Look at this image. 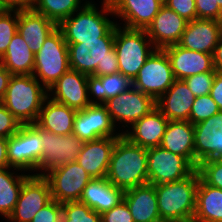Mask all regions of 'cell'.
<instances>
[{
    "label": "cell",
    "instance_id": "1",
    "mask_svg": "<svg viewBox=\"0 0 222 222\" xmlns=\"http://www.w3.org/2000/svg\"><path fill=\"white\" fill-rule=\"evenodd\" d=\"M106 179L123 191L147 184V148L130 142L121 134L113 148Z\"/></svg>",
    "mask_w": 222,
    "mask_h": 222
},
{
    "label": "cell",
    "instance_id": "2",
    "mask_svg": "<svg viewBox=\"0 0 222 222\" xmlns=\"http://www.w3.org/2000/svg\"><path fill=\"white\" fill-rule=\"evenodd\" d=\"M114 40L115 26L98 40L67 43L70 69L98 77L118 73Z\"/></svg>",
    "mask_w": 222,
    "mask_h": 222
},
{
    "label": "cell",
    "instance_id": "3",
    "mask_svg": "<svg viewBox=\"0 0 222 222\" xmlns=\"http://www.w3.org/2000/svg\"><path fill=\"white\" fill-rule=\"evenodd\" d=\"M92 1L89 0L81 9L57 25L66 43L98 40V38L104 37L116 25L110 1L100 0L102 1L100 3L101 8ZM109 15L112 18H108Z\"/></svg>",
    "mask_w": 222,
    "mask_h": 222
},
{
    "label": "cell",
    "instance_id": "4",
    "mask_svg": "<svg viewBox=\"0 0 222 222\" xmlns=\"http://www.w3.org/2000/svg\"><path fill=\"white\" fill-rule=\"evenodd\" d=\"M199 179L200 174L196 169L185 179L155 185L161 219L172 222L193 221Z\"/></svg>",
    "mask_w": 222,
    "mask_h": 222
},
{
    "label": "cell",
    "instance_id": "5",
    "mask_svg": "<svg viewBox=\"0 0 222 222\" xmlns=\"http://www.w3.org/2000/svg\"><path fill=\"white\" fill-rule=\"evenodd\" d=\"M48 90L33 75H12L1 103L21 123H36Z\"/></svg>",
    "mask_w": 222,
    "mask_h": 222
},
{
    "label": "cell",
    "instance_id": "6",
    "mask_svg": "<svg viewBox=\"0 0 222 222\" xmlns=\"http://www.w3.org/2000/svg\"><path fill=\"white\" fill-rule=\"evenodd\" d=\"M114 48L119 72L131 81L156 49L145 29H129L118 24L115 25Z\"/></svg>",
    "mask_w": 222,
    "mask_h": 222
},
{
    "label": "cell",
    "instance_id": "7",
    "mask_svg": "<svg viewBox=\"0 0 222 222\" xmlns=\"http://www.w3.org/2000/svg\"><path fill=\"white\" fill-rule=\"evenodd\" d=\"M69 69L68 45L57 27L35 54L33 76L48 90Z\"/></svg>",
    "mask_w": 222,
    "mask_h": 222
},
{
    "label": "cell",
    "instance_id": "8",
    "mask_svg": "<svg viewBox=\"0 0 222 222\" xmlns=\"http://www.w3.org/2000/svg\"><path fill=\"white\" fill-rule=\"evenodd\" d=\"M30 125L40 134L43 142L42 157L35 174L44 175L54 168L76 161L84 144L79 137L73 133L57 135L42 129L36 123Z\"/></svg>",
    "mask_w": 222,
    "mask_h": 222
},
{
    "label": "cell",
    "instance_id": "9",
    "mask_svg": "<svg viewBox=\"0 0 222 222\" xmlns=\"http://www.w3.org/2000/svg\"><path fill=\"white\" fill-rule=\"evenodd\" d=\"M104 105L115 127L119 128V131L123 133L133 123L156 108V101L149 95L131 86L118 96L109 98Z\"/></svg>",
    "mask_w": 222,
    "mask_h": 222
},
{
    "label": "cell",
    "instance_id": "10",
    "mask_svg": "<svg viewBox=\"0 0 222 222\" xmlns=\"http://www.w3.org/2000/svg\"><path fill=\"white\" fill-rule=\"evenodd\" d=\"M42 149L43 142L40 134L30 124L21 125L19 130L8 138L9 166L35 174L42 157Z\"/></svg>",
    "mask_w": 222,
    "mask_h": 222
},
{
    "label": "cell",
    "instance_id": "11",
    "mask_svg": "<svg viewBox=\"0 0 222 222\" xmlns=\"http://www.w3.org/2000/svg\"><path fill=\"white\" fill-rule=\"evenodd\" d=\"M171 64L163 49H155L132 81L133 86L155 101L173 84Z\"/></svg>",
    "mask_w": 222,
    "mask_h": 222
},
{
    "label": "cell",
    "instance_id": "12",
    "mask_svg": "<svg viewBox=\"0 0 222 222\" xmlns=\"http://www.w3.org/2000/svg\"><path fill=\"white\" fill-rule=\"evenodd\" d=\"M147 160L148 183L152 185L185 179L196 170L185 157L161 146L147 148Z\"/></svg>",
    "mask_w": 222,
    "mask_h": 222
},
{
    "label": "cell",
    "instance_id": "13",
    "mask_svg": "<svg viewBox=\"0 0 222 222\" xmlns=\"http://www.w3.org/2000/svg\"><path fill=\"white\" fill-rule=\"evenodd\" d=\"M49 183L51 198L59 203L79 201L90 175L76 161L54 168L43 175Z\"/></svg>",
    "mask_w": 222,
    "mask_h": 222
},
{
    "label": "cell",
    "instance_id": "14",
    "mask_svg": "<svg viewBox=\"0 0 222 222\" xmlns=\"http://www.w3.org/2000/svg\"><path fill=\"white\" fill-rule=\"evenodd\" d=\"M51 200L48 180L43 175L30 174L22 185L12 213L5 220L8 222H31L36 213Z\"/></svg>",
    "mask_w": 222,
    "mask_h": 222
},
{
    "label": "cell",
    "instance_id": "15",
    "mask_svg": "<svg viewBox=\"0 0 222 222\" xmlns=\"http://www.w3.org/2000/svg\"><path fill=\"white\" fill-rule=\"evenodd\" d=\"M118 130L104 104H90L76 112L73 134L84 142L101 137H119L122 133Z\"/></svg>",
    "mask_w": 222,
    "mask_h": 222
},
{
    "label": "cell",
    "instance_id": "16",
    "mask_svg": "<svg viewBox=\"0 0 222 222\" xmlns=\"http://www.w3.org/2000/svg\"><path fill=\"white\" fill-rule=\"evenodd\" d=\"M88 75L69 69L49 89L48 97L75 110L90 105L88 98Z\"/></svg>",
    "mask_w": 222,
    "mask_h": 222
},
{
    "label": "cell",
    "instance_id": "17",
    "mask_svg": "<svg viewBox=\"0 0 222 222\" xmlns=\"http://www.w3.org/2000/svg\"><path fill=\"white\" fill-rule=\"evenodd\" d=\"M195 168L222 154V111L194 125Z\"/></svg>",
    "mask_w": 222,
    "mask_h": 222
},
{
    "label": "cell",
    "instance_id": "18",
    "mask_svg": "<svg viewBox=\"0 0 222 222\" xmlns=\"http://www.w3.org/2000/svg\"><path fill=\"white\" fill-rule=\"evenodd\" d=\"M116 24L129 29H146L163 4L157 0H109ZM124 22V23H123Z\"/></svg>",
    "mask_w": 222,
    "mask_h": 222
},
{
    "label": "cell",
    "instance_id": "19",
    "mask_svg": "<svg viewBox=\"0 0 222 222\" xmlns=\"http://www.w3.org/2000/svg\"><path fill=\"white\" fill-rule=\"evenodd\" d=\"M187 23V20L163 5L145 31L154 47L163 49L179 43Z\"/></svg>",
    "mask_w": 222,
    "mask_h": 222
},
{
    "label": "cell",
    "instance_id": "20",
    "mask_svg": "<svg viewBox=\"0 0 222 222\" xmlns=\"http://www.w3.org/2000/svg\"><path fill=\"white\" fill-rule=\"evenodd\" d=\"M221 36L219 21L196 18L187 23L178 45L188 50L213 54Z\"/></svg>",
    "mask_w": 222,
    "mask_h": 222
},
{
    "label": "cell",
    "instance_id": "21",
    "mask_svg": "<svg viewBox=\"0 0 222 222\" xmlns=\"http://www.w3.org/2000/svg\"><path fill=\"white\" fill-rule=\"evenodd\" d=\"M169 58L175 79L210 72L214 69L212 54L185 49L178 44L163 48Z\"/></svg>",
    "mask_w": 222,
    "mask_h": 222
},
{
    "label": "cell",
    "instance_id": "22",
    "mask_svg": "<svg viewBox=\"0 0 222 222\" xmlns=\"http://www.w3.org/2000/svg\"><path fill=\"white\" fill-rule=\"evenodd\" d=\"M118 137H101L83 144L76 162L94 178H106L113 148Z\"/></svg>",
    "mask_w": 222,
    "mask_h": 222
},
{
    "label": "cell",
    "instance_id": "23",
    "mask_svg": "<svg viewBox=\"0 0 222 222\" xmlns=\"http://www.w3.org/2000/svg\"><path fill=\"white\" fill-rule=\"evenodd\" d=\"M195 96L184 80L175 79L156 100V108L169 120L189 121Z\"/></svg>",
    "mask_w": 222,
    "mask_h": 222
},
{
    "label": "cell",
    "instance_id": "24",
    "mask_svg": "<svg viewBox=\"0 0 222 222\" xmlns=\"http://www.w3.org/2000/svg\"><path fill=\"white\" fill-rule=\"evenodd\" d=\"M168 121L157 108H154L149 114L133 123L122 135L141 147H157L160 146Z\"/></svg>",
    "mask_w": 222,
    "mask_h": 222
},
{
    "label": "cell",
    "instance_id": "25",
    "mask_svg": "<svg viewBox=\"0 0 222 222\" xmlns=\"http://www.w3.org/2000/svg\"><path fill=\"white\" fill-rule=\"evenodd\" d=\"M126 202L134 222H155L160 220L155 185L144 184L124 191Z\"/></svg>",
    "mask_w": 222,
    "mask_h": 222
},
{
    "label": "cell",
    "instance_id": "26",
    "mask_svg": "<svg viewBox=\"0 0 222 222\" xmlns=\"http://www.w3.org/2000/svg\"><path fill=\"white\" fill-rule=\"evenodd\" d=\"M160 146L185 157L195 167L194 125L190 121H168Z\"/></svg>",
    "mask_w": 222,
    "mask_h": 222
},
{
    "label": "cell",
    "instance_id": "27",
    "mask_svg": "<svg viewBox=\"0 0 222 222\" xmlns=\"http://www.w3.org/2000/svg\"><path fill=\"white\" fill-rule=\"evenodd\" d=\"M57 28V24L34 10L18 11V28L22 38L36 54L47 36Z\"/></svg>",
    "mask_w": 222,
    "mask_h": 222
},
{
    "label": "cell",
    "instance_id": "28",
    "mask_svg": "<svg viewBox=\"0 0 222 222\" xmlns=\"http://www.w3.org/2000/svg\"><path fill=\"white\" fill-rule=\"evenodd\" d=\"M124 191L106 178H94L84 188L80 202L102 214L123 200Z\"/></svg>",
    "mask_w": 222,
    "mask_h": 222
},
{
    "label": "cell",
    "instance_id": "29",
    "mask_svg": "<svg viewBox=\"0 0 222 222\" xmlns=\"http://www.w3.org/2000/svg\"><path fill=\"white\" fill-rule=\"evenodd\" d=\"M76 112L77 110L47 97L39 112L36 124L51 133L69 135L73 133Z\"/></svg>",
    "mask_w": 222,
    "mask_h": 222
},
{
    "label": "cell",
    "instance_id": "30",
    "mask_svg": "<svg viewBox=\"0 0 222 222\" xmlns=\"http://www.w3.org/2000/svg\"><path fill=\"white\" fill-rule=\"evenodd\" d=\"M87 85L90 104H104L133 86L132 81L120 72L100 77L88 75Z\"/></svg>",
    "mask_w": 222,
    "mask_h": 222
},
{
    "label": "cell",
    "instance_id": "31",
    "mask_svg": "<svg viewBox=\"0 0 222 222\" xmlns=\"http://www.w3.org/2000/svg\"><path fill=\"white\" fill-rule=\"evenodd\" d=\"M192 222H222V189L207 185L201 178Z\"/></svg>",
    "mask_w": 222,
    "mask_h": 222
},
{
    "label": "cell",
    "instance_id": "32",
    "mask_svg": "<svg viewBox=\"0 0 222 222\" xmlns=\"http://www.w3.org/2000/svg\"><path fill=\"white\" fill-rule=\"evenodd\" d=\"M35 54L17 31L9 43L0 63L12 75H33Z\"/></svg>",
    "mask_w": 222,
    "mask_h": 222
},
{
    "label": "cell",
    "instance_id": "33",
    "mask_svg": "<svg viewBox=\"0 0 222 222\" xmlns=\"http://www.w3.org/2000/svg\"><path fill=\"white\" fill-rule=\"evenodd\" d=\"M29 175L12 167L0 169V216L3 218L7 219L12 213L22 185Z\"/></svg>",
    "mask_w": 222,
    "mask_h": 222
},
{
    "label": "cell",
    "instance_id": "34",
    "mask_svg": "<svg viewBox=\"0 0 222 222\" xmlns=\"http://www.w3.org/2000/svg\"><path fill=\"white\" fill-rule=\"evenodd\" d=\"M88 1L89 0H36L33 10L58 25L62 20L81 9Z\"/></svg>",
    "mask_w": 222,
    "mask_h": 222
},
{
    "label": "cell",
    "instance_id": "35",
    "mask_svg": "<svg viewBox=\"0 0 222 222\" xmlns=\"http://www.w3.org/2000/svg\"><path fill=\"white\" fill-rule=\"evenodd\" d=\"M62 222H101V214L80 201L62 203Z\"/></svg>",
    "mask_w": 222,
    "mask_h": 222
},
{
    "label": "cell",
    "instance_id": "36",
    "mask_svg": "<svg viewBox=\"0 0 222 222\" xmlns=\"http://www.w3.org/2000/svg\"><path fill=\"white\" fill-rule=\"evenodd\" d=\"M218 105L212 99L211 95L195 97L189 116V121L195 125L219 112Z\"/></svg>",
    "mask_w": 222,
    "mask_h": 222
},
{
    "label": "cell",
    "instance_id": "37",
    "mask_svg": "<svg viewBox=\"0 0 222 222\" xmlns=\"http://www.w3.org/2000/svg\"><path fill=\"white\" fill-rule=\"evenodd\" d=\"M18 28V11L9 10L0 16V59L8 49L9 43Z\"/></svg>",
    "mask_w": 222,
    "mask_h": 222
},
{
    "label": "cell",
    "instance_id": "38",
    "mask_svg": "<svg viewBox=\"0 0 222 222\" xmlns=\"http://www.w3.org/2000/svg\"><path fill=\"white\" fill-rule=\"evenodd\" d=\"M197 170L200 178L207 185L222 189V165L215 159L202 161L199 163Z\"/></svg>",
    "mask_w": 222,
    "mask_h": 222
},
{
    "label": "cell",
    "instance_id": "39",
    "mask_svg": "<svg viewBox=\"0 0 222 222\" xmlns=\"http://www.w3.org/2000/svg\"><path fill=\"white\" fill-rule=\"evenodd\" d=\"M216 72L214 68L210 72L189 76L184 81L195 97L208 95L210 94Z\"/></svg>",
    "mask_w": 222,
    "mask_h": 222
},
{
    "label": "cell",
    "instance_id": "40",
    "mask_svg": "<svg viewBox=\"0 0 222 222\" xmlns=\"http://www.w3.org/2000/svg\"><path fill=\"white\" fill-rule=\"evenodd\" d=\"M62 217V203L52 199L36 213L31 222H62Z\"/></svg>",
    "mask_w": 222,
    "mask_h": 222
},
{
    "label": "cell",
    "instance_id": "41",
    "mask_svg": "<svg viewBox=\"0 0 222 222\" xmlns=\"http://www.w3.org/2000/svg\"><path fill=\"white\" fill-rule=\"evenodd\" d=\"M21 123L0 103V137L9 138L20 128Z\"/></svg>",
    "mask_w": 222,
    "mask_h": 222
},
{
    "label": "cell",
    "instance_id": "42",
    "mask_svg": "<svg viewBox=\"0 0 222 222\" xmlns=\"http://www.w3.org/2000/svg\"><path fill=\"white\" fill-rule=\"evenodd\" d=\"M197 18L219 21L222 16V9L216 0H195Z\"/></svg>",
    "mask_w": 222,
    "mask_h": 222
},
{
    "label": "cell",
    "instance_id": "43",
    "mask_svg": "<svg viewBox=\"0 0 222 222\" xmlns=\"http://www.w3.org/2000/svg\"><path fill=\"white\" fill-rule=\"evenodd\" d=\"M165 5L188 22L197 18L195 0H167Z\"/></svg>",
    "mask_w": 222,
    "mask_h": 222
},
{
    "label": "cell",
    "instance_id": "44",
    "mask_svg": "<svg viewBox=\"0 0 222 222\" xmlns=\"http://www.w3.org/2000/svg\"><path fill=\"white\" fill-rule=\"evenodd\" d=\"M101 222H134L132 214L124 200L112 209L101 214Z\"/></svg>",
    "mask_w": 222,
    "mask_h": 222
},
{
    "label": "cell",
    "instance_id": "45",
    "mask_svg": "<svg viewBox=\"0 0 222 222\" xmlns=\"http://www.w3.org/2000/svg\"><path fill=\"white\" fill-rule=\"evenodd\" d=\"M210 95L218 105L219 110L222 111V72L217 71L215 73Z\"/></svg>",
    "mask_w": 222,
    "mask_h": 222
},
{
    "label": "cell",
    "instance_id": "46",
    "mask_svg": "<svg viewBox=\"0 0 222 222\" xmlns=\"http://www.w3.org/2000/svg\"><path fill=\"white\" fill-rule=\"evenodd\" d=\"M9 10L24 11L33 10L36 0H3Z\"/></svg>",
    "mask_w": 222,
    "mask_h": 222
},
{
    "label": "cell",
    "instance_id": "47",
    "mask_svg": "<svg viewBox=\"0 0 222 222\" xmlns=\"http://www.w3.org/2000/svg\"><path fill=\"white\" fill-rule=\"evenodd\" d=\"M12 74L0 63V103L3 100Z\"/></svg>",
    "mask_w": 222,
    "mask_h": 222
},
{
    "label": "cell",
    "instance_id": "48",
    "mask_svg": "<svg viewBox=\"0 0 222 222\" xmlns=\"http://www.w3.org/2000/svg\"><path fill=\"white\" fill-rule=\"evenodd\" d=\"M212 58H213V65L216 71L222 72V36L214 49Z\"/></svg>",
    "mask_w": 222,
    "mask_h": 222
},
{
    "label": "cell",
    "instance_id": "49",
    "mask_svg": "<svg viewBox=\"0 0 222 222\" xmlns=\"http://www.w3.org/2000/svg\"><path fill=\"white\" fill-rule=\"evenodd\" d=\"M7 144L8 138L0 137V169L10 167L7 158Z\"/></svg>",
    "mask_w": 222,
    "mask_h": 222
},
{
    "label": "cell",
    "instance_id": "50",
    "mask_svg": "<svg viewBox=\"0 0 222 222\" xmlns=\"http://www.w3.org/2000/svg\"><path fill=\"white\" fill-rule=\"evenodd\" d=\"M9 9L5 6L3 0H0V16L5 14Z\"/></svg>",
    "mask_w": 222,
    "mask_h": 222
},
{
    "label": "cell",
    "instance_id": "51",
    "mask_svg": "<svg viewBox=\"0 0 222 222\" xmlns=\"http://www.w3.org/2000/svg\"><path fill=\"white\" fill-rule=\"evenodd\" d=\"M215 160L220 164L222 165V154L218 155Z\"/></svg>",
    "mask_w": 222,
    "mask_h": 222
},
{
    "label": "cell",
    "instance_id": "52",
    "mask_svg": "<svg viewBox=\"0 0 222 222\" xmlns=\"http://www.w3.org/2000/svg\"><path fill=\"white\" fill-rule=\"evenodd\" d=\"M216 2L218 3L219 7L222 9V0H216Z\"/></svg>",
    "mask_w": 222,
    "mask_h": 222
},
{
    "label": "cell",
    "instance_id": "53",
    "mask_svg": "<svg viewBox=\"0 0 222 222\" xmlns=\"http://www.w3.org/2000/svg\"><path fill=\"white\" fill-rule=\"evenodd\" d=\"M155 222H172V221H168V220H163V219H160V220L155 221Z\"/></svg>",
    "mask_w": 222,
    "mask_h": 222
},
{
    "label": "cell",
    "instance_id": "54",
    "mask_svg": "<svg viewBox=\"0 0 222 222\" xmlns=\"http://www.w3.org/2000/svg\"><path fill=\"white\" fill-rule=\"evenodd\" d=\"M159 2H161L163 5H165V3L167 2V0H157Z\"/></svg>",
    "mask_w": 222,
    "mask_h": 222
},
{
    "label": "cell",
    "instance_id": "55",
    "mask_svg": "<svg viewBox=\"0 0 222 222\" xmlns=\"http://www.w3.org/2000/svg\"><path fill=\"white\" fill-rule=\"evenodd\" d=\"M220 22V27H221V31H222V16H221V19L219 20Z\"/></svg>",
    "mask_w": 222,
    "mask_h": 222
}]
</instances>
